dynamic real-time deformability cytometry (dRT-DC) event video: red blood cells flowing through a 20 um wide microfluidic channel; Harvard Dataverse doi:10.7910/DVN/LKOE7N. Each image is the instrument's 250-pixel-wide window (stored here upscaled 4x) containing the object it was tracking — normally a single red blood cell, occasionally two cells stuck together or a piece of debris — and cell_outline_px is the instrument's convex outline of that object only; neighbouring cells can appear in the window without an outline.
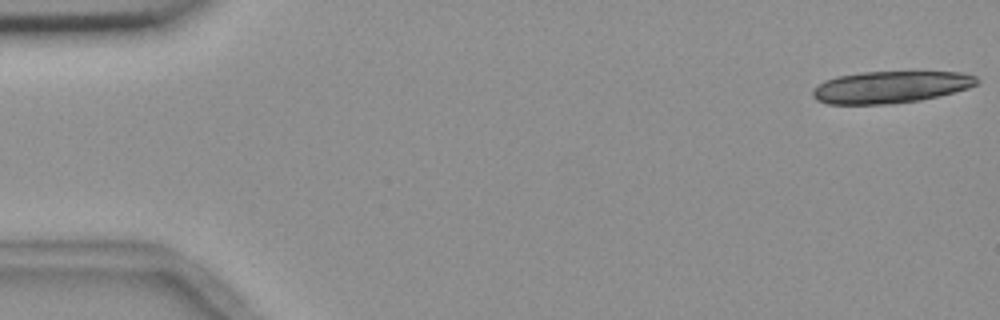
{"species": "common noctule bat (a hibernating species)", "species_latin": "Nyctalus noctula", "temperature_condition": "room temperature", "stored_images_in_passage": 5, "camera_frame_rate_fps": 3000, "um_per_image_px": 0.085, "animal": {"sex": "female", "body_mass_g": 18.4}, "frame": {"image": 1, "passage_image": 5, "time_ms": 5.667, "image_size_px": [1000, 320], "cell_outline_px": [[980, 80], [976, 84], [968, 88], [920, 100], [892, 104], [828, 104], [816, 100], [812, 96], [812, 88], [816, 84], [824, 80], [836, 76], [860, 72], [960, 72], [976, 76]], "centroid_in_image_um": [75.62, 7.4], "position_along_channel_um": 9.4, "area_um2": 30.69}}